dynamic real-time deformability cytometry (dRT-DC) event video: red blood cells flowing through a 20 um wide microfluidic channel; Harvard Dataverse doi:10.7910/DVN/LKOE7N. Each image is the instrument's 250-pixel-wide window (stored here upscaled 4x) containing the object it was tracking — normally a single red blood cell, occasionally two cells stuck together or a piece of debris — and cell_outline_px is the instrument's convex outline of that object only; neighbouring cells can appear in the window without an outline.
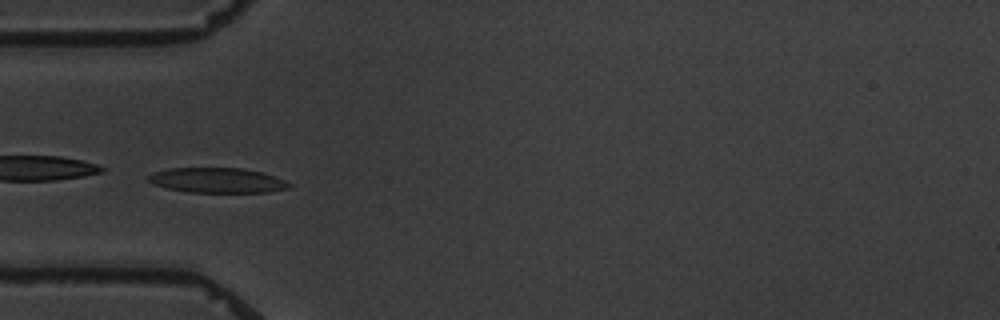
{"species": "common noctule bat (a hibernating species)", "species_latin": "Nyctalus noctula", "temperature_condition": "warm", "stored_images_in_passage": 6, "camera_frame_rate_fps": 3000, "um_per_image_px": 0.085, "animal": {"sex": "male", "body_mass_g": 19.5, "forearm_length_mm": 54.6}, "frame": {"image": 1, "passage_image": 3, "time_ms": 3.0, "image_size_px": [1000, 320], "cell_outline_px": [[292, 184], [288, 188], [268, 192], [188, 192], [168, 188], [152, 184], [148, 180], [148, 176], [152, 172], [168, 168], [244, 168], [260, 172], [284, 180]], "centroid_in_image_um": [18.43, 15.32], "position_along_channel_um": 66.6, "area_um2": 20.4}}
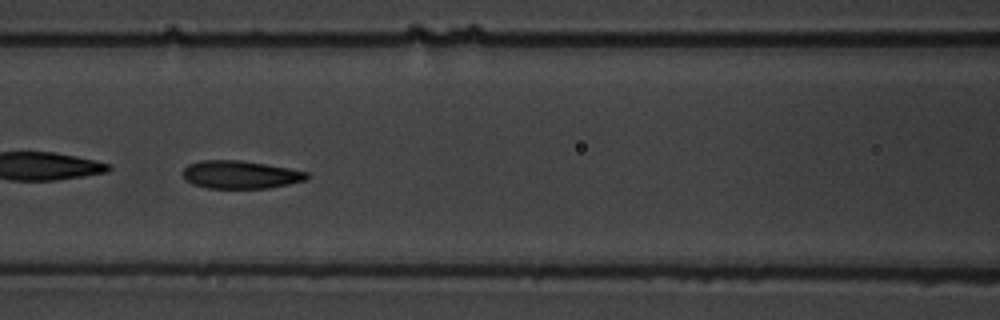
{"frame": {"image": 2, "passage_image": 5, "time_ms": 5.333, "image_size_px": [1000, 320], "cell_outline_px": [[308, 176], [304, 180], [288, 184], [268, 188], [208, 188], [192, 184], [184, 180], [184, 168], [188, 164], [200, 160], [240, 160], [288, 168], [308, 172]], "centroid_in_image_um": [20.39, 14.84], "position_along_channel_um": 146.2, "area_um2": 20.06}}